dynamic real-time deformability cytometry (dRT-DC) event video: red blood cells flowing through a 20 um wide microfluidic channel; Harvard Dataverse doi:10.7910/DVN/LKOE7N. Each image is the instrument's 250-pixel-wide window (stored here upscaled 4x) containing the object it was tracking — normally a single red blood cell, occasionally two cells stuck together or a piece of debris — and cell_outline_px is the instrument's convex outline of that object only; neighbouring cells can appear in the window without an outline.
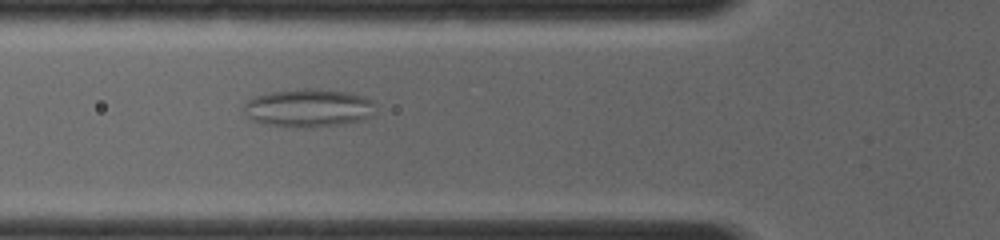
{"species": "common noctule bat (a hibernating species)", "species_latin": "Nyctalus noctula", "temperature_condition": "room temperature", "stored_images_in_passage": 11, "camera_frame_rate_fps": 4000, "um_per_image_px": 0.085, "animal": {"sex": "female", "body_mass_g": 19.0, "forearm_length_mm": 56.7}, "frame": {"image": 1, "passage_image": 11, "time_ms": 4.75, "image_size_px": [1000, 240], "cell_outline_px": [[372, 116], [360, 120], [344, 124], [304, 128], [296, 128], [264, 124], [252, 120], [244, 112], [244, 104], [248, 100], [256, 96], [272, 92], [304, 88], [312, 88], [348, 92], [364, 96], [372, 100]], "centroid_in_image_um": [26.2, 9.19], "position_along_channel_um": 99.6, "area_um2": 29.25}}